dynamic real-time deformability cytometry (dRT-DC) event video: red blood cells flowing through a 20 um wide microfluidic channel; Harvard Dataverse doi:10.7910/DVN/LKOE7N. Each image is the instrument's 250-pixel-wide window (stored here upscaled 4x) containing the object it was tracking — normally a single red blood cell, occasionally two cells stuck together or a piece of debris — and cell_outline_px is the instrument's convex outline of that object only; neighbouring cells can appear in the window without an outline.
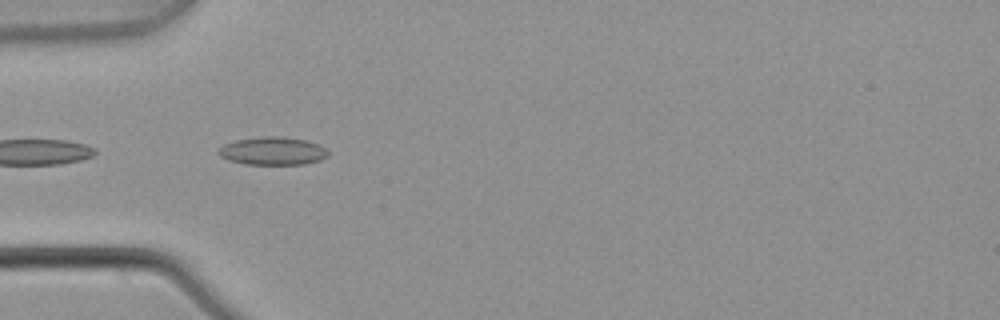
{"species": "common noctule bat (a hibernating species)", "species_latin": "Nyctalus noctula", "temperature_condition": "warm", "stored_images_in_passage": 5, "segment_of_instrument_passage": [2, 2], "camera_frame_rate_fps": 3000, "um_per_image_px": 0.085, "animal": {"sex": "male", "body_mass_g": 21.5, "forearm_length_mm": 52.0}, "frame": {"image": 1, "passage_image": 4, "time_ms": 1.0, "image_size_px": [1000, 320], "cell_outline_px": [[328, 156], [320, 160], [304, 164], [244, 164], [228, 160], [220, 156], [216, 152], [216, 148], [224, 144], [236, 140], [260, 136], [284, 136], [308, 140], [320, 144], [328, 152]], "centroid_in_image_um": [23.15, 12.82], "position_along_channel_um": 61.8, "area_um2": 18.21}}
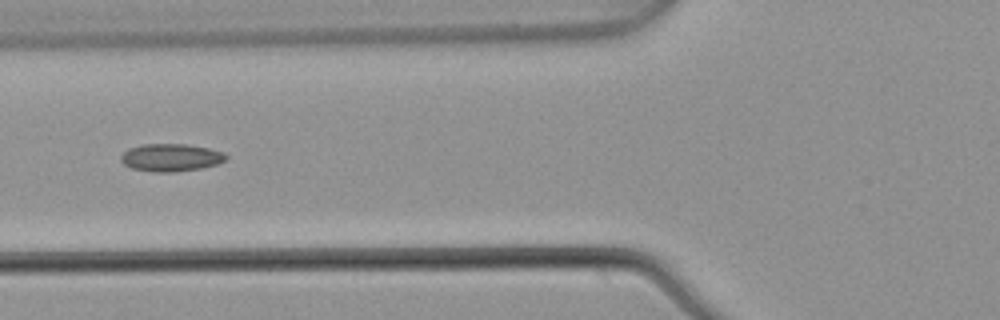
{"frame": {"image": 2, "passage_image": 5, "time_ms": 1.333, "image_size_px": [1000, 320], "cell_outline_px": [[228, 156], [224, 160], [216, 164], [204, 168], [172, 172], [152, 172], [132, 168], [124, 164], [120, 160], [120, 156], [128, 148], [140, 144], [188, 144], [208, 148], [224, 152]], "centroid_in_image_um": [14.51, 13.38], "position_along_channel_um": 111.3, "area_um2": 17.05}}